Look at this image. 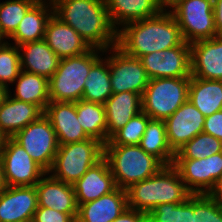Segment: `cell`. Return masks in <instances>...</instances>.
<instances>
[{
    "label": "cell",
    "instance_id": "1",
    "mask_svg": "<svg viewBox=\"0 0 222 222\" xmlns=\"http://www.w3.org/2000/svg\"><path fill=\"white\" fill-rule=\"evenodd\" d=\"M54 14L72 27L88 44L107 52L117 46V29L112 25L105 0H52Z\"/></svg>",
    "mask_w": 222,
    "mask_h": 222
},
{
    "label": "cell",
    "instance_id": "2",
    "mask_svg": "<svg viewBox=\"0 0 222 222\" xmlns=\"http://www.w3.org/2000/svg\"><path fill=\"white\" fill-rule=\"evenodd\" d=\"M183 42L179 25L170 10L126 23L117 31V47L135 58L180 46Z\"/></svg>",
    "mask_w": 222,
    "mask_h": 222
},
{
    "label": "cell",
    "instance_id": "3",
    "mask_svg": "<svg viewBox=\"0 0 222 222\" xmlns=\"http://www.w3.org/2000/svg\"><path fill=\"white\" fill-rule=\"evenodd\" d=\"M125 190L128 208L147 214L160 204L182 203L192 195L173 165H164L156 174Z\"/></svg>",
    "mask_w": 222,
    "mask_h": 222
},
{
    "label": "cell",
    "instance_id": "4",
    "mask_svg": "<svg viewBox=\"0 0 222 222\" xmlns=\"http://www.w3.org/2000/svg\"><path fill=\"white\" fill-rule=\"evenodd\" d=\"M104 158L117 187L121 189H127L131 184L151 177L164 166L140 145H104Z\"/></svg>",
    "mask_w": 222,
    "mask_h": 222
},
{
    "label": "cell",
    "instance_id": "5",
    "mask_svg": "<svg viewBox=\"0 0 222 222\" xmlns=\"http://www.w3.org/2000/svg\"><path fill=\"white\" fill-rule=\"evenodd\" d=\"M104 51L91 48L86 53L60 59L59 66L49 79V98L56 102H78L91 66Z\"/></svg>",
    "mask_w": 222,
    "mask_h": 222
},
{
    "label": "cell",
    "instance_id": "6",
    "mask_svg": "<svg viewBox=\"0 0 222 222\" xmlns=\"http://www.w3.org/2000/svg\"><path fill=\"white\" fill-rule=\"evenodd\" d=\"M103 157L104 144L95 138L59 145L52 167L47 173L73 185Z\"/></svg>",
    "mask_w": 222,
    "mask_h": 222
},
{
    "label": "cell",
    "instance_id": "7",
    "mask_svg": "<svg viewBox=\"0 0 222 222\" xmlns=\"http://www.w3.org/2000/svg\"><path fill=\"white\" fill-rule=\"evenodd\" d=\"M190 77L149 79L142 95V111L165 120L188 100Z\"/></svg>",
    "mask_w": 222,
    "mask_h": 222
},
{
    "label": "cell",
    "instance_id": "8",
    "mask_svg": "<svg viewBox=\"0 0 222 222\" xmlns=\"http://www.w3.org/2000/svg\"><path fill=\"white\" fill-rule=\"evenodd\" d=\"M170 9L186 43L218 36L213 0H179Z\"/></svg>",
    "mask_w": 222,
    "mask_h": 222
},
{
    "label": "cell",
    "instance_id": "9",
    "mask_svg": "<svg viewBox=\"0 0 222 222\" xmlns=\"http://www.w3.org/2000/svg\"><path fill=\"white\" fill-rule=\"evenodd\" d=\"M11 138L46 172L51 169L59 143L54 128L44 114Z\"/></svg>",
    "mask_w": 222,
    "mask_h": 222
},
{
    "label": "cell",
    "instance_id": "10",
    "mask_svg": "<svg viewBox=\"0 0 222 222\" xmlns=\"http://www.w3.org/2000/svg\"><path fill=\"white\" fill-rule=\"evenodd\" d=\"M0 160L7 186H35L47 173L12 138H5Z\"/></svg>",
    "mask_w": 222,
    "mask_h": 222
},
{
    "label": "cell",
    "instance_id": "11",
    "mask_svg": "<svg viewBox=\"0 0 222 222\" xmlns=\"http://www.w3.org/2000/svg\"><path fill=\"white\" fill-rule=\"evenodd\" d=\"M108 51L112 53L107 56L112 92H134L142 96L149 78L140 59L125 54L117 46Z\"/></svg>",
    "mask_w": 222,
    "mask_h": 222
},
{
    "label": "cell",
    "instance_id": "12",
    "mask_svg": "<svg viewBox=\"0 0 222 222\" xmlns=\"http://www.w3.org/2000/svg\"><path fill=\"white\" fill-rule=\"evenodd\" d=\"M173 166L192 194H208L222 175V152L204 159H174Z\"/></svg>",
    "mask_w": 222,
    "mask_h": 222
},
{
    "label": "cell",
    "instance_id": "13",
    "mask_svg": "<svg viewBox=\"0 0 222 222\" xmlns=\"http://www.w3.org/2000/svg\"><path fill=\"white\" fill-rule=\"evenodd\" d=\"M164 122L169 147L176 153L188 141L203 132L205 116L187 100Z\"/></svg>",
    "mask_w": 222,
    "mask_h": 222
},
{
    "label": "cell",
    "instance_id": "14",
    "mask_svg": "<svg viewBox=\"0 0 222 222\" xmlns=\"http://www.w3.org/2000/svg\"><path fill=\"white\" fill-rule=\"evenodd\" d=\"M191 76L222 81V35L190 43Z\"/></svg>",
    "mask_w": 222,
    "mask_h": 222
},
{
    "label": "cell",
    "instance_id": "15",
    "mask_svg": "<svg viewBox=\"0 0 222 222\" xmlns=\"http://www.w3.org/2000/svg\"><path fill=\"white\" fill-rule=\"evenodd\" d=\"M37 208L35 186H7L0 192V222H30Z\"/></svg>",
    "mask_w": 222,
    "mask_h": 222
},
{
    "label": "cell",
    "instance_id": "16",
    "mask_svg": "<svg viewBox=\"0 0 222 222\" xmlns=\"http://www.w3.org/2000/svg\"><path fill=\"white\" fill-rule=\"evenodd\" d=\"M44 115L54 128L59 145L90 138L77 119L75 102L50 101L44 110Z\"/></svg>",
    "mask_w": 222,
    "mask_h": 222
},
{
    "label": "cell",
    "instance_id": "17",
    "mask_svg": "<svg viewBox=\"0 0 222 222\" xmlns=\"http://www.w3.org/2000/svg\"><path fill=\"white\" fill-rule=\"evenodd\" d=\"M44 40L60 59L79 56L91 49L72 27L54 13L47 22Z\"/></svg>",
    "mask_w": 222,
    "mask_h": 222
},
{
    "label": "cell",
    "instance_id": "18",
    "mask_svg": "<svg viewBox=\"0 0 222 222\" xmlns=\"http://www.w3.org/2000/svg\"><path fill=\"white\" fill-rule=\"evenodd\" d=\"M77 204L100 198L117 188L107 160L103 157L73 184Z\"/></svg>",
    "mask_w": 222,
    "mask_h": 222
},
{
    "label": "cell",
    "instance_id": "19",
    "mask_svg": "<svg viewBox=\"0 0 222 222\" xmlns=\"http://www.w3.org/2000/svg\"><path fill=\"white\" fill-rule=\"evenodd\" d=\"M46 173L35 185L38 206L61 213H78L74 187Z\"/></svg>",
    "mask_w": 222,
    "mask_h": 222
},
{
    "label": "cell",
    "instance_id": "20",
    "mask_svg": "<svg viewBox=\"0 0 222 222\" xmlns=\"http://www.w3.org/2000/svg\"><path fill=\"white\" fill-rule=\"evenodd\" d=\"M77 205L76 222H113L128 207L126 190L117 187L96 200Z\"/></svg>",
    "mask_w": 222,
    "mask_h": 222
},
{
    "label": "cell",
    "instance_id": "21",
    "mask_svg": "<svg viewBox=\"0 0 222 222\" xmlns=\"http://www.w3.org/2000/svg\"><path fill=\"white\" fill-rule=\"evenodd\" d=\"M10 93L8 88V93L0 105V133L5 138L13 137L44 114L37 105L17 100Z\"/></svg>",
    "mask_w": 222,
    "mask_h": 222
},
{
    "label": "cell",
    "instance_id": "22",
    "mask_svg": "<svg viewBox=\"0 0 222 222\" xmlns=\"http://www.w3.org/2000/svg\"><path fill=\"white\" fill-rule=\"evenodd\" d=\"M107 142L134 116L142 111V96L134 92L113 93L104 103Z\"/></svg>",
    "mask_w": 222,
    "mask_h": 222
},
{
    "label": "cell",
    "instance_id": "23",
    "mask_svg": "<svg viewBox=\"0 0 222 222\" xmlns=\"http://www.w3.org/2000/svg\"><path fill=\"white\" fill-rule=\"evenodd\" d=\"M21 70L38 74L48 80L59 66L60 58L53 52L44 39L23 43L18 46Z\"/></svg>",
    "mask_w": 222,
    "mask_h": 222
},
{
    "label": "cell",
    "instance_id": "24",
    "mask_svg": "<svg viewBox=\"0 0 222 222\" xmlns=\"http://www.w3.org/2000/svg\"><path fill=\"white\" fill-rule=\"evenodd\" d=\"M47 2L38 0L26 12L16 31L8 39H13L17 46L44 39L47 22L54 13L52 0Z\"/></svg>",
    "mask_w": 222,
    "mask_h": 222
},
{
    "label": "cell",
    "instance_id": "25",
    "mask_svg": "<svg viewBox=\"0 0 222 222\" xmlns=\"http://www.w3.org/2000/svg\"><path fill=\"white\" fill-rule=\"evenodd\" d=\"M112 25L119 26L158 15L162 10L159 0H105Z\"/></svg>",
    "mask_w": 222,
    "mask_h": 222
},
{
    "label": "cell",
    "instance_id": "26",
    "mask_svg": "<svg viewBox=\"0 0 222 222\" xmlns=\"http://www.w3.org/2000/svg\"><path fill=\"white\" fill-rule=\"evenodd\" d=\"M188 100L205 117L222 110V81L191 76Z\"/></svg>",
    "mask_w": 222,
    "mask_h": 222
},
{
    "label": "cell",
    "instance_id": "27",
    "mask_svg": "<svg viewBox=\"0 0 222 222\" xmlns=\"http://www.w3.org/2000/svg\"><path fill=\"white\" fill-rule=\"evenodd\" d=\"M15 82L17 84L13 98L37 105L44 112L50 103L49 80L38 74L21 70Z\"/></svg>",
    "mask_w": 222,
    "mask_h": 222
},
{
    "label": "cell",
    "instance_id": "28",
    "mask_svg": "<svg viewBox=\"0 0 222 222\" xmlns=\"http://www.w3.org/2000/svg\"><path fill=\"white\" fill-rule=\"evenodd\" d=\"M99 58L90 68L84 84L82 99L104 104L113 94L111 88L109 60Z\"/></svg>",
    "mask_w": 222,
    "mask_h": 222
},
{
    "label": "cell",
    "instance_id": "29",
    "mask_svg": "<svg viewBox=\"0 0 222 222\" xmlns=\"http://www.w3.org/2000/svg\"><path fill=\"white\" fill-rule=\"evenodd\" d=\"M77 119H79L85 133L90 138H95L107 143V123L104 104L88 102L83 99L75 102Z\"/></svg>",
    "mask_w": 222,
    "mask_h": 222
},
{
    "label": "cell",
    "instance_id": "30",
    "mask_svg": "<svg viewBox=\"0 0 222 222\" xmlns=\"http://www.w3.org/2000/svg\"><path fill=\"white\" fill-rule=\"evenodd\" d=\"M139 145L164 165H173L175 153L169 147L164 120L150 119Z\"/></svg>",
    "mask_w": 222,
    "mask_h": 222
},
{
    "label": "cell",
    "instance_id": "31",
    "mask_svg": "<svg viewBox=\"0 0 222 222\" xmlns=\"http://www.w3.org/2000/svg\"><path fill=\"white\" fill-rule=\"evenodd\" d=\"M160 62V78L191 77L190 44L163 50Z\"/></svg>",
    "mask_w": 222,
    "mask_h": 222
},
{
    "label": "cell",
    "instance_id": "32",
    "mask_svg": "<svg viewBox=\"0 0 222 222\" xmlns=\"http://www.w3.org/2000/svg\"><path fill=\"white\" fill-rule=\"evenodd\" d=\"M222 152V141L216 137L201 132L176 153L174 159H204Z\"/></svg>",
    "mask_w": 222,
    "mask_h": 222
},
{
    "label": "cell",
    "instance_id": "33",
    "mask_svg": "<svg viewBox=\"0 0 222 222\" xmlns=\"http://www.w3.org/2000/svg\"><path fill=\"white\" fill-rule=\"evenodd\" d=\"M38 0H9L0 3V36L9 38L17 29L26 12Z\"/></svg>",
    "mask_w": 222,
    "mask_h": 222
},
{
    "label": "cell",
    "instance_id": "34",
    "mask_svg": "<svg viewBox=\"0 0 222 222\" xmlns=\"http://www.w3.org/2000/svg\"><path fill=\"white\" fill-rule=\"evenodd\" d=\"M147 222H194L193 194L182 203H164L147 214Z\"/></svg>",
    "mask_w": 222,
    "mask_h": 222
},
{
    "label": "cell",
    "instance_id": "35",
    "mask_svg": "<svg viewBox=\"0 0 222 222\" xmlns=\"http://www.w3.org/2000/svg\"><path fill=\"white\" fill-rule=\"evenodd\" d=\"M150 119L146 113L141 111L132 117L104 145H139Z\"/></svg>",
    "mask_w": 222,
    "mask_h": 222
},
{
    "label": "cell",
    "instance_id": "36",
    "mask_svg": "<svg viewBox=\"0 0 222 222\" xmlns=\"http://www.w3.org/2000/svg\"><path fill=\"white\" fill-rule=\"evenodd\" d=\"M21 72L20 51L17 45L0 42V84L8 89Z\"/></svg>",
    "mask_w": 222,
    "mask_h": 222
},
{
    "label": "cell",
    "instance_id": "37",
    "mask_svg": "<svg viewBox=\"0 0 222 222\" xmlns=\"http://www.w3.org/2000/svg\"><path fill=\"white\" fill-rule=\"evenodd\" d=\"M194 222H222V204L208 194H193Z\"/></svg>",
    "mask_w": 222,
    "mask_h": 222
},
{
    "label": "cell",
    "instance_id": "38",
    "mask_svg": "<svg viewBox=\"0 0 222 222\" xmlns=\"http://www.w3.org/2000/svg\"><path fill=\"white\" fill-rule=\"evenodd\" d=\"M78 213H61L57 210L38 206L32 222H76Z\"/></svg>",
    "mask_w": 222,
    "mask_h": 222
},
{
    "label": "cell",
    "instance_id": "39",
    "mask_svg": "<svg viewBox=\"0 0 222 222\" xmlns=\"http://www.w3.org/2000/svg\"><path fill=\"white\" fill-rule=\"evenodd\" d=\"M163 55L162 50L143 55L139 58L149 79L160 78V62Z\"/></svg>",
    "mask_w": 222,
    "mask_h": 222
},
{
    "label": "cell",
    "instance_id": "40",
    "mask_svg": "<svg viewBox=\"0 0 222 222\" xmlns=\"http://www.w3.org/2000/svg\"><path fill=\"white\" fill-rule=\"evenodd\" d=\"M203 132L222 141V110L205 117Z\"/></svg>",
    "mask_w": 222,
    "mask_h": 222
},
{
    "label": "cell",
    "instance_id": "41",
    "mask_svg": "<svg viewBox=\"0 0 222 222\" xmlns=\"http://www.w3.org/2000/svg\"><path fill=\"white\" fill-rule=\"evenodd\" d=\"M113 222H147V213L127 207Z\"/></svg>",
    "mask_w": 222,
    "mask_h": 222
},
{
    "label": "cell",
    "instance_id": "42",
    "mask_svg": "<svg viewBox=\"0 0 222 222\" xmlns=\"http://www.w3.org/2000/svg\"><path fill=\"white\" fill-rule=\"evenodd\" d=\"M215 26L218 35H222V0H213Z\"/></svg>",
    "mask_w": 222,
    "mask_h": 222
},
{
    "label": "cell",
    "instance_id": "43",
    "mask_svg": "<svg viewBox=\"0 0 222 222\" xmlns=\"http://www.w3.org/2000/svg\"><path fill=\"white\" fill-rule=\"evenodd\" d=\"M208 195L222 204V175L216 180L214 187L209 191Z\"/></svg>",
    "mask_w": 222,
    "mask_h": 222
},
{
    "label": "cell",
    "instance_id": "44",
    "mask_svg": "<svg viewBox=\"0 0 222 222\" xmlns=\"http://www.w3.org/2000/svg\"><path fill=\"white\" fill-rule=\"evenodd\" d=\"M7 187L4 179L3 165L0 160V192L3 191Z\"/></svg>",
    "mask_w": 222,
    "mask_h": 222
},
{
    "label": "cell",
    "instance_id": "45",
    "mask_svg": "<svg viewBox=\"0 0 222 222\" xmlns=\"http://www.w3.org/2000/svg\"><path fill=\"white\" fill-rule=\"evenodd\" d=\"M179 0H159L163 10H166L168 7L171 8L175 3H177Z\"/></svg>",
    "mask_w": 222,
    "mask_h": 222
},
{
    "label": "cell",
    "instance_id": "46",
    "mask_svg": "<svg viewBox=\"0 0 222 222\" xmlns=\"http://www.w3.org/2000/svg\"><path fill=\"white\" fill-rule=\"evenodd\" d=\"M7 93H8V89L5 86L0 84V105L2 104Z\"/></svg>",
    "mask_w": 222,
    "mask_h": 222
},
{
    "label": "cell",
    "instance_id": "47",
    "mask_svg": "<svg viewBox=\"0 0 222 222\" xmlns=\"http://www.w3.org/2000/svg\"><path fill=\"white\" fill-rule=\"evenodd\" d=\"M5 137L0 133V152L4 143Z\"/></svg>",
    "mask_w": 222,
    "mask_h": 222
}]
</instances>
